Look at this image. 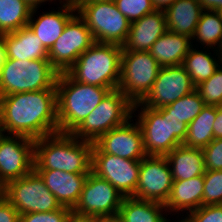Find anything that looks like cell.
<instances>
[{
  "label": "cell",
  "instance_id": "1",
  "mask_svg": "<svg viewBox=\"0 0 222 222\" xmlns=\"http://www.w3.org/2000/svg\"><path fill=\"white\" fill-rule=\"evenodd\" d=\"M0 114L3 134L37 140L59 132L56 89L0 96Z\"/></svg>",
  "mask_w": 222,
  "mask_h": 222
},
{
  "label": "cell",
  "instance_id": "2",
  "mask_svg": "<svg viewBox=\"0 0 222 222\" xmlns=\"http://www.w3.org/2000/svg\"><path fill=\"white\" fill-rule=\"evenodd\" d=\"M93 143L71 133H55L35 140L34 170H61L89 174Z\"/></svg>",
  "mask_w": 222,
  "mask_h": 222
},
{
  "label": "cell",
  "instance_id": "3",
  "mask_svg": "<svg viewBox=\"0 0 222 222\" xmlns=\"http://www.w3.org/2000/svg\"><path fill=\"white\" fill-rule=\"evenodd\" d=\"M56 91L59 132L72 133L111 90L80 83L63 72L58 75Z\"/></svg>",
  "mask_w": 222,
  "mask_h": 222
},
{
  "label": "cell",
  "instance_id": "4",
  "mask_svg": "<svg viewBox=\"0 0 222 222\" xmlns=\"http://www.w3.org/2000/svg\"><path fill=\"white\" fill-rule=\"evenodd\" d=\"M123 46L95 42L66 72L73 80L115 90L119 87Z\"/></svg>",
  "mask_w": 222,
  "mask_h": 222
},
{
  "label": "cell",
  "instance_id": "5",
  "mask_svg": "<svg viewBox=\"0 0 222 222\" xmlns=\"http://www.w3.org/2000/svg\"><path fill=\"white\" fill-rule=\"evenodd\" d=\"M138 107L141 111L137 115V122L142 130L146 155L165 156L182 145L187 136V124L177 116L170 115L163 107L151 109L137 102L133 106V113Z\"/></svg>",
  "mask_w": 222,
  "mask_h": 222
},
{
  "label": "cell",
  "instance_id": "6",
  "mask_svg": "<svg viewBox=\"0 0 222 222\" xmlns=\"http://www.w3.org/2000/svg\"><path fill=\"white\" fill-rule=\"evenodd\" d=\"M58 75L49 59L21 61L5 58L0 69V96L56 89Z\"/></svg>",
  "mask_w": 222,
  "mask_h": 222
},
{
  "label": "cell",
  "instance_id": "7",
  "mask_svg": "<svg viewBox=\"0 0 222 222\" xmlns=\"http://www.w3.org/2000/svg\"><path fill=\"white\" fill-rule=\"evenodd\" d=\"M75 6L95 42L120 46L126 43L131 22L118 10L114 1L75 2Z\"/></svg>",
  "mask_w": 222,
  "mask_h": 222
},
{
  "label": "cell",
  "instance_id": "8",
  "mask_svg": "<svg viewBox=\"0 0 222 222\" xmlns=\"http://www.w3.org/2000/svg\"><path fill=\"white\" fill-rule=\"evenodd\" d=\"M133 106L121 90H112L71 134L94 143L106 132L135 117Z\"/></svg>",
  "mask_w": 222,
  "mask_h": 222
},
{
  "label": "cell",
  "instance_id": "9",
  "mask_svg": "<svg viewBox=\"0 0 222 222\" xmlns=\"http://www.w3.org/2000/svg\"><path fill=\"white\" fill-rule=\"evenodd\" d=\"M1 194L20 215L46 213L62 208L57 198L46 187L34 169L22 178L7 183L1 188Z\"/></svg>",
  "mask_w": 222,
  "mask_h": 222
},
{
  "label": "cell",
  "instance_id": "10",
  "mask_svg": "<svg viewBox=\"0 0 222 222\" xmlns=\"http://www.w3.org/2000/svg\"><path fill=\"white\" fill-rule=\"evenodd\" d=\"M160 68L149 51L122 50L118 89L133 104L141 102L151 91Z\"/></svg>",
  "mask_w": 222,
  "mask_h": 222
},
{
  "label": "cell",
  "instance_id": "11",
  "mask_svg": "<svg viewBox=\"0 0 222 222\" xmlns=\"http://www.w3.org/2000/svg\"><path fill=\"white\" fill-rule=\"evenodd\" d=\"M123 196L106 179L92 171L84 183L78 203L73 208V217L93 219L119 212Z\"/></svg>",
  "mask_w": 222,
  "mask_h": 222
},
{
  "label": "cell",
  "instance_id": "12",
  "mask_svg": "<svg viewBox=\"0 0 222 222\" xmlns=\"http://www.w3.org/2000/svg\"><path fill=\"white\" fill-rule=\"evenodd\" d=\"M94 43L87 25L75 14L48 51V59L59 73L67 72L78 57Z\"/></svg>",
  "mask_w": 222,
  "mask_h": 222
},
{
  "label": "cell",
  "instance_id": "13",
  "mask_svg": "<svg viewBox=\"0 0 222 222\" xmlns=\"http://www.w3.org/2000/svg\"><path fill=\"white\" fill-rule=\"evenodd\" d=\"M0 136V189L34 169L35 140L20 135Z\"/></svg>",
  "mask_w": 222,
  "mask_h": 222
},
{
  "label": "cell",
  "instance_id": "14",
  "mask_svg": "<svg viewBox=\"0 0 222 222\" xmlns=\"http://www.w3.org/2000/svg\"><path fill=\"white\" fill-rule=\"evenodd\" d=\"M173 178L165 156L146 155L141 160L138 183L133 198L165 204Z\"/></svg>",
  "mask_w": 222,
  "mask_h": 222
},
{
  "label": "cell",
  "instance_id": "15",
  "mask_svg": "<svg viewBox=\"0 0 222 222\" xmlns=\"http://www.w3.org/2000/svg\"><path fill=\"white\" fill-rule=\"evenodd\" d=\"M141 161L124 159L108 153H92L91 171L106 179L123 197H133Z\"/></svg>",
  "mask_w": 222,
  "mask_h": 222
},
{
  "label": "cell",
  "instance_id": "16",
  "mask_svg": "<svg viewBox=\"0 0 222 222\" xmlns=\"http://www.w3.org/2000/svg\"><path fill=\"white\" fill-rule=\"evenodd\" d=\"M195 88L182 64L161 67L151 91L141 103L151 109L162 108L191 93Z\"/></svg>",
  "mask_w": 222,
  "mask_h": 222
},
{
  "label": "cell",
  "instance_id": "17",
  "mask_svg": "<svg viewBox=\"0 0 222 222\" xmlns=\"http://www.w3.org/2000/svg\"><path fill=\"white\" fill-rule=\"evenodd\" d=\"M130 122L131 119L102 135L93 143L92 153H108L124 159L141 161L146 156L142 130L138 122Z\"/></svg>",
  "mask_w": 222,
  "mask_h": 222
},
{
  "label": "cell",
  "instance_id": "18",
  "mask_svg": "<svg viewBox=\"0 0 222 222\" xmlns=\"http://www.w3.org/2000/svg\"><path fill=\"white\" fill-rule=\"evenodd\" d=\"M57 11L43 12L36 20L33 19L34 13L38 8L32 9L27 26L41 40L47 51L50 50L55 41L61 36L65 25L75 15V3L61 1ZM62 7V8H61ZM61 10V11H60Z\"/></svg>",
  "mask_w": 222,
  "mask_h": 222
},
{
  "label": "cell",
  "instance_id": "19",
  "mask_svg": "<svg viewBox=\"0 0 222 222\" xmlns=\"http://www.w3.org/2000/svg\"><path fill=\"white\" fill-rule=\"evenodd\" d=\"M168 31L164 11L155 10L131 22L122 50L149 51L160 36Z\"/></svg>",
  "mask_w": 222,
  "mask_h": 222
},
{
  "label": "cell",
  "instance_id": "20",
  "mask_svg": "<svg viewBox=\"0 0 222 222\" xmlns=\"http://www.w3.org/2000/svg\"><path fill=\"white\" fill-rule=\"evenodd\" d=\"M62 207L71 210L78 203L88 174L67 173L61 170H35Z\"/></svg>",
  "mask_w": 222,
  "mask_h": 222
},
{
  "label": "cell",
  "instance_id": "21",
  "mask_svg": "<svg viewBox=\"0 0 222 222\" xmlns=\"http://www.w3.org/2000/svg\"><path fill=\"white\" fill-rule=\"evenodd\" d=\"M3 41L5 58L21 61L48 59V51L28 26L3 34Z\"/></svg>",
  "mask_w": 222,
  "mask_h": 222
},
{
  "label": "cell",
  "instance_id": "22",
  "mask_svg": "<svg viewBox=\"0 0 222 222\" xmlns=\"http://www.w3.org/2000/svg\"><path fill=\"white\" fill-rule=\"evenodd\" d=\"M203 192V175L187 180L173 181L169 198L164 204L166 212L183 210L191 212L198 209L203 205Z\"/></svg>",
  "mask_w": 222,
  "mask_h": 222
},
{
  "label": "cell",
  "instance_id": "23",
  "mask_svg": "<svg viewBox=\"0 0 222 222\" xmlns=\"http://www.w3.org/2000/svg\"><path fill=\"white\" fill-rule=\"evenodd\" d=\"M173 181L187 180L204 175V155L201 148L179 145L165 155Z\"/></svg>",
  "mask_w": 222,
  "mask_h": 222
},
{
  "label": "cell",
  "instance_id": "24",
  "mask_svg": "<svg viewBox=\"0 0 222 222\" xmlns=\"http://www.w3.org/2000/svg\"><path fill=\"white\" fill-rule=\"evenodd\" d=\"M191 41L189 36L167 31L158 38L149 52L161 67L181 65L193 46Z\"/></svg>",
  "mask_w": 222,
  "mask_h": 222
},
{
  "label": "cell",
  "instance_id": "25",
  "mask_svg": "<svg viewBox=\"0 0 222 222\" xmlns=\"http://www.w3.org/2000/svg\"><path fill=\"white\" fill-rule=\"evenodd\" d=\"M203 8L198 0H176L165 12L168 31L194 36Z\"/></svg>",
  "mask_w": 222,
  "mask_h": 222
},
{
  "label": "cell",
  "instance_id": "26",
  "mask_svg": "<svg viewBox=\"0 0 222 222\" xmlns=\"http://www.w3.org/2000/svg\"><path fill=\"white\" fill-rule=\"evenodd\" d=\"M163 209L164 204L159 202L124 197L118 213L124 222H164L167 217Z\"/></svg>",
  "mask_w": 222,
  "mask_h": 222
},
{
  "label": "cell",
  "instance_id": "27",
  "mask_svg": "<svg viewBox=\"0 0 222 222\" xmlns=\"http://www.w3.org/2000/svg\"><path fill=\"white\" fill-rule=\"evenodd\" d=\"M217 115V106L205 105L199 115L188 124L184 146L204 148L213 139V125Z\"/></svg>",
  "mask_w": 222,
  "mask_h": 222
},
{
  "label": "cell",
  "instance_id": "28",
  "mask_svg": "<svg viewBox=\"0 0 222 222\" xmlns=\"http://www.w3.org/2000/svg\"><path fill=\"white\" fill-rule=\"evenodd\" d=\"M209 54L211 53L196 50V48L194 49L192 46L184 58L182 65L190 75L191 81L195 87L209 79L222 64L219 57L217 60L213 55L211 56Z\"/></svg>",
  "mask_w": 222,
  "mask_h": 222
},
{
  "label": "cell",
  "instance_id": "29",
  "mask_svg": "<svg viewBox=\"0 0 222 222\" xmlns=\"http://www.w3.org/2000/svg\"><path fill=\"white\" fill-rule=\"evenodd\" d=\"M31 12L24 0H0V35L26 27Z\"/></svg>",
  "mask_w": 222,
  "mask_h": 222
},
{
  "label": "cell",
  "instance_id": "30",
  "mask_svg": "<svg viewBox=\"0 0 222 222\" xmlns=\"http://www.w3.org/2000/svg\"><path fill=\"white\" fill-rule=\"evenodd\" d=\"M193 38L207 48L217 49L222 38V18L218 11H202Z\"/></svg>",
  "mask_w": 222,
  "mask_h": 222
},
{
  "label": "cell",
  "instance_id": "31",
  "mask_svg": "<svg viewBox=\"0 0 222 222\" xmlns=\"http://www.w3.org/2000/svg\"><path fill=\"white\" fill-rule=\"evenodd\" d=\"M205 107L200 94L195 89L191 93L181 97L170 105L164 106L163 108L170 114L177 116L181 119V122L189 124L193 121L202 109Z\"/></svg>",
  "mask_w": 222,
  "mask_h": 222
},
{
  "label": "cell",
  "instance_id": "32",
  "mask_svg": "<svg viewBox=\"0 0 222 222\" xmlns=\"http://www.w3.org/2000/svg\"><path fill=\"white\" fill-rule=\"evenodd\" d=\"M205 105H222V64L215 73L206 81L200 83L195 88Z\"/></svg>",
  "mask_w": 222,
  "mask_h": 222
},
{
  "label": "cell",
  "instance_id": "33",
  "mask_svg": "<svg viewBox=\"0 0 222 222\" xmlns=\"http://www.w3.org/2000/svg\"><path fill=\"white\" fill-rule=\"evenodd\" d=\"M203 205L222 204V170H205Z\"/></svg>",
  "mask_w": 222,
  "mask_h": 222
},
{
  "label": "cell",
  "instance_id": "34",
  "mask_svg": "<svg viewBox=\"0 0 222 222\" xmlns=\"http://www.w3.org/2000/svg\"><path fill=\"white\" fill-rule=\"evenodd\" d=\"M114 3L130 22L155 11L151 0H114Z\"/></svg>",
  "mask_w": 222,
  "mask_h": 222
},
{
  "label": "cell",
  "instance_id": "35",
  "mask_svg": "<svg viewBox=\"0 0 222 222\" xmlns=\"http://www.w3.org/2000/svg\"><path fill=\"white\" fill-rule=\"evenodd\" d=\"M73 212L67 207L46 213H26L20 215V222H70Z\"/></svg>",
  "mask_w": 222,
  "mask_h": 222
},
{
  "label": "cell",
  "instance_id": "36",
  "mask_svg": "<svg viewBox=\"0 0 222 222\" xmlns=\"http://www.w3.org/2000/svg\"><path fill=\"white\" fill-rule=\"evenodd\" d=\"M186 214L189 222H222V204L202 205Z\"/></svg>",
  "mask_w": 222,
  "mask_h": 222
},
{
  "label": "cell",
  "instance_id": "37",
  "mask_svg": "<svg viewBox=\"0 0 222 222\" xmlns=\"http://www.w3.org/2000/svg\"><path fill=\"white\" fill-rule=\"evenodd\" d=\"M202 151L205 170H222V138L213 139Z\"/></svg>",
  "mask_w": 222,
  "mask_h": 222
},
{
  "label": "cell",
  "instance_id": "38",
  "mask_svg": "<svg viewBox=\"0 0 222 222\" xmlns=\"http://www.w3.org/2000/svg\"><path fill=\"white\" fill-rule=\"evenodd\" d=\"M0 222H20V214L0 193Z\"/></svg>",
  "mask_w": 222,
  "mask_h": 222
},
{
  "label": "cell",
  "instance_id": "39",
  "mask_svg": "<svg viewBox=\"0 0 222 222\" xmlns=\"http://www.w3.org/2000/svg\"><path fill=\"white\" fill-rule=\"evenodd\" d=\"M214 139L222 138V105L217 107V115L213 125Z\"/></svg>",
  "mask_w": 222,
  "mask_h": 222
},
{
  "label": "cell",
  "instance_id": "40",
  "mask_svg": "<svg viewBox=\"0 0 222 222\" xmlns=\"http://www.w3.org/2000/svg\"><path fill=\"white\" fill-rule=\"evenodd\" d=\"M203 10L218 11L222 8V0H198Z\"/></svg>",
  "mask_w": 222,
  "mask_h": 222
},
{
  "label": "cell",
  "instance_id": "41",
  "mask_svg": "<svg viewBox=\"0 0 222 222\" xmlns=\"http://www.w3.org/2000/svg\"><path fill=\"white\" fill-rule=\"evenodd\" d=\"M157 11H166L176 0H151Z\"/></svg>",
  "mask_w": 222,
  "mask_h": 222
},
{
  "label": "cell",
  "instance_id": "42",
  "mask_svg": "<svg viewBox=\"0 0 222 222\" xmlns=\"http://www.w3.org/2000/svg\"><path fill=\"white\" fill-rule=\"evenodd\" d=\"M94 222H124L119 213L114 215L99 216L93 218Z\"/></svg>",
  "mask_w": 222,
  "mask_h": 222
},
{
  "label": "cell",
  "instance_id": "43",
  "mask_svg": "<svg viewBox=\"0 0 222 222\" xmlns=\"http://www.w3.org/2000/svg\"><path fill=\"white\" fill-rule=\"evenodd\" d=\"M32 9L41 6L42 2H49V0H24ZM51 2L53 0H50Z\"/></svg>",
  "mask_w": 222,
  "mask_h": 222
},
{
  "label": "cell",
  "instance_id": "44",
  "mask_svg": "<svg viewBox=\"0 0 222 222\" xmlns=\"http://www.w3.org/2000/svg\"><path fill=\"white\" fill-rule=\"evenodd\" d=\"M4 59H5V45L3 41V35H0V69Z\"/></svg>",
  "mask_w": 222,
  "mask_h": 222
},
{
  "label": "cell",
  "instance_id": "45",
  "mask_svg": "<svg viewBox=\"0 0 222 222\" xmlns=\"http://www.w3.org/2000/svg\"><path fill=\"white\" fill-rule=\"evenodd\" d=\"M70 222H94V220L93 219H81V218L73 217Z\"/></svg>",
  "mask_w": 222,
  "mask_h": 222
},
{
  "label": "cell",
  "instance_id": "46",
  "mask_svg": "<svg viewBox=\"0 0 222 222\" xmlns=\"http://www.w3.org/2000/svg\"><path fill=\"white\" fill-rule=\"evenodd\" d=\"M218 48V50H215L216 52V56H217V54H218V57L221 59V61H222V38H221V41H220V44H219V46L217 47ZM218 52V53H217Z\"/></svg>",
  "mask_w": 222,
  "mask_h": 222
},
{
  "label": "cell",
  "instance_id": "47",
  "mask_svg": "<svg viewBox=\"0 0 222 222\" xmlns=\"http://www.w3.org/2000/svg\"><path fill=\"white\" fill-rule=\"evenodd\" d=\"M88 1H114V0H76L75 2H88Z\"/></svg>",
  "mask_w": 222,
  "mask_h": 222
},
{
  "label": "cell",
  "instance_id": "48",
  "mask_svg": "<svg viewBox=\"0 0 222 222\" xmlns=\"http://www.w3.org/2000/svg\"><path fill=\"white\" fill-rule=\"evenodd\" d=\"M168 220V221H167ZM169 220L170 219H166L164 222H169ZM179 222H189L188 220H187V218H184V219H182L181 221L179 220Z\"/></svg>",
  "mask_w": 222,
  "mask_h": 222
},
{
  "label": "cell",
  "instance_id": "49",
  "mask_svg": "<svg viewBox=\"0 0 222 222\" xmlns=\"http://www.w3.org/2000/svg\"><path fill=\"white\" fill-rule=\"evenodd\" d=\"M3 134L2 126H1V114H0V136Z\"/></svg>",
  "mask_w": 222,
  "mask_h": 222
},
{
  "label": "cell",
  "instance_id": "50",
  "mask_svg": "<svg viewBox=\"0 0 222 222\" xmlns=\"http://www.w3.org/2000/svg\"><path fill=\"white\" fill-rule=\"evenodd\" d=\"M62 0H60L61 2ZM76 0H63V2H71V3H75Z\"/></svg>",
  "mask_w": 222,
  "mask_h": 222
},
{
  "label": "cell",
  "instance_id": "51",
  "mask_svg": "<svg viewBox=\"0 0 222 222\" xmlns=\"http://www.w3.org/2000/svg\"><path fill=\"white\" fill-rule=\"evenodd\" d=\"M218 13L220 14V17L222 18V8L218 10Z\"/></svg>",
  "mask_w": 222,
  "mask_h": 222
}]
</instances>
